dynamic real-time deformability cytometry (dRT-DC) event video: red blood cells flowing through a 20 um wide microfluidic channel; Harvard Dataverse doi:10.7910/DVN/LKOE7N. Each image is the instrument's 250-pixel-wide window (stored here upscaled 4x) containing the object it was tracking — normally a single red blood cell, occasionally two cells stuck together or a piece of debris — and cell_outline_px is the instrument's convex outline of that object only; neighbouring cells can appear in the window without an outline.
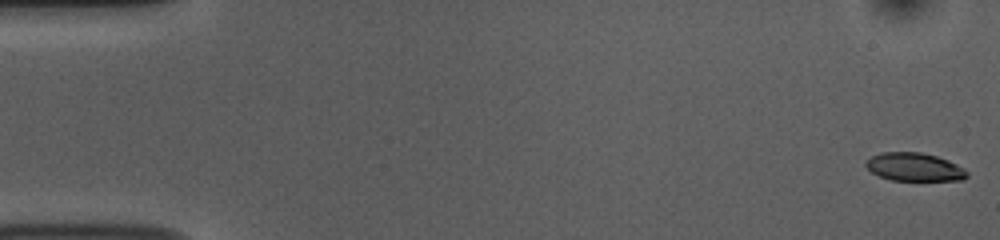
{"species": "common noctule bat (a hibernating species)", "species_latin": "Nyctalus noctula", "temperature_condition": "room temperature", "stored_images_in_passage": 53, "camera_frame_rate_fps": 3000, "um_per_image_px": 0.085, "animal": {"sex": "female", "body_mass_g": 10.0, "forearm_length_mm": 53.1}, "frame": {"image": 1, "passage_image": 1, "time_ms": 0.0, "image_size_px": [1000, 240], "cell_outline_px": [[968, 176], [964, 180], [892, 180], [880, 176], [872, 172], [864, 164], [872, 156], [880, 152], [920, 152], [936, 156], [948, 160], [964, 168], [968, 172]], "centroid_in_image_um": [77.74, 14.19], "position_along_channel_um": 7.3, "area_um2": 16.53}}
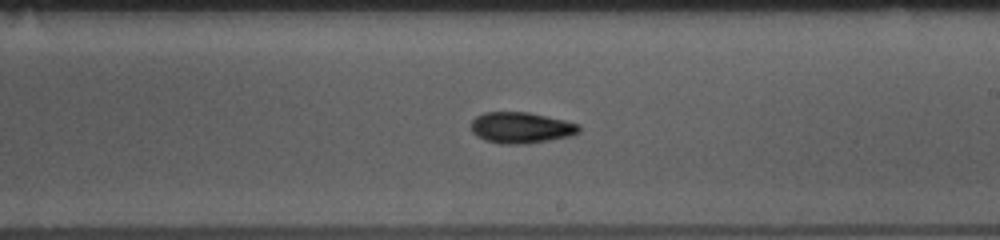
{"frame": {"image": 2, "passage_image": 31, "time_ms": 10.0, "image_size_px": [1000, 240], "cell_outline_px": [[580, 132], [568, 136], [548, 140], [520, 144], [500, 144], [484, 140], [476, 136], [472, 132], [472, 120], [476, 116], [484, 112], [528, 112], [564, 120], [580, 124]], "centroid_in_image_um": [44.26, 10.85], "position_along_channel_um": 244.7, "area_um2": 19.48}}
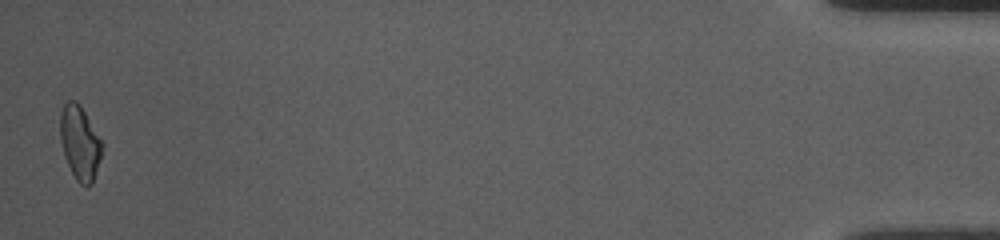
{"frame": {"image": 3, "passage_image": 53, "time_ms": 17.333, "image_size_px": [1000, 240], "cell_outline_px": [[104, 144], [92, 184], [80, 184], [76, 180], [64, 156], [60, 140], [60, 112], [64, 104], [68, 100], [76, 100], [80, 104]], "centroid_in_image_um": [6.78, 12.09], "position_along_channel_um": 428.4, "area_um2": 17.98}, "authors_computed_cell_mechanics": {"area_um2": 18.3226, "velocity_mm_per_s": 3.7525, "shape_relaxation_time_tau1_ms": 3.6506, "shape_relaxation_time_tau2_ms": 2.9926, "deformation_change_tau1": 0.1326, "deformation_change_tau2": 0.0804}}